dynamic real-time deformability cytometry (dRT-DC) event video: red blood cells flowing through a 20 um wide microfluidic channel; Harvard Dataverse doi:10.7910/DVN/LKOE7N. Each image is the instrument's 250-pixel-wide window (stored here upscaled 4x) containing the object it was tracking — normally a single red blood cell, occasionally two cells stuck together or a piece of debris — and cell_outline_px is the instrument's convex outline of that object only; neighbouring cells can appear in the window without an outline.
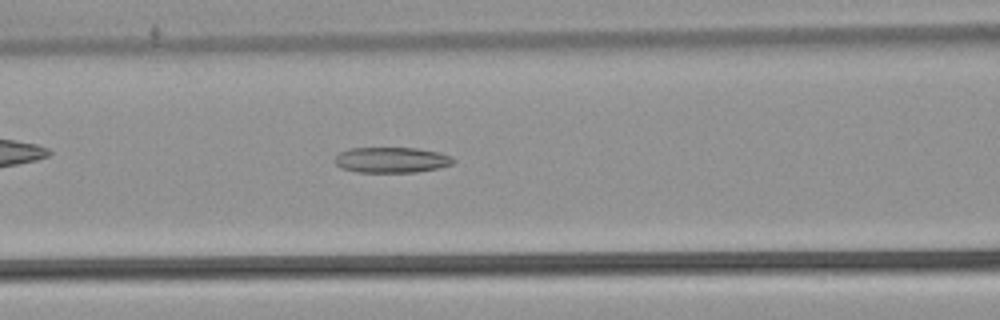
{"species": "common noctule bat (a hibernating species)", "species_latin": "Nyctalus noctula", "temperature_condition": "warm", "stored_images_in_passage": 52, "camera_frame_rate_fps": 3000, "um_per_image_px": 0.085, "animal": {"sex": "male", "body_mass_g": 21.5, "forearm_length_mm": 52.0}, "frame": {"image": 1, "passage_image": 22, "time_ms": 7.0, "image_size_px": [1000, 320], "cell_outline_px": [[456, 160], [452, 164], [436, 168], [416, 172], [356, 172], [340, 168], [336, 164], [336, 156], [340, 152], [348, 148], [416, 148], [440, 152], [452, 156]], "centroid_in_image_um": [33.29, 13.59], "position_along_channel_um": 133.3, "area_um2": 17.69}}
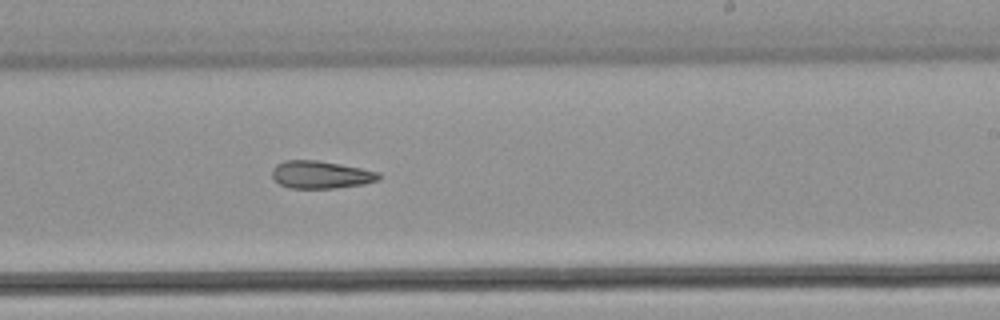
{"frame": {"image": 2, "passage_image": 32, "time_ms": 10.333, "image_size_px": [1000, 320], "cell_outline_px": [[380, 180], [364, 184], [336, 188], [292, 188], [280, 184], [272, 176], [272, 168], [276, 164], [284, 160], [316, 160], [340, 164], [380, 172]], "centroid_in_image_um": [27.28, 14.84], "position_along_channel_um": 261.7, "area_um2": 17.17}}
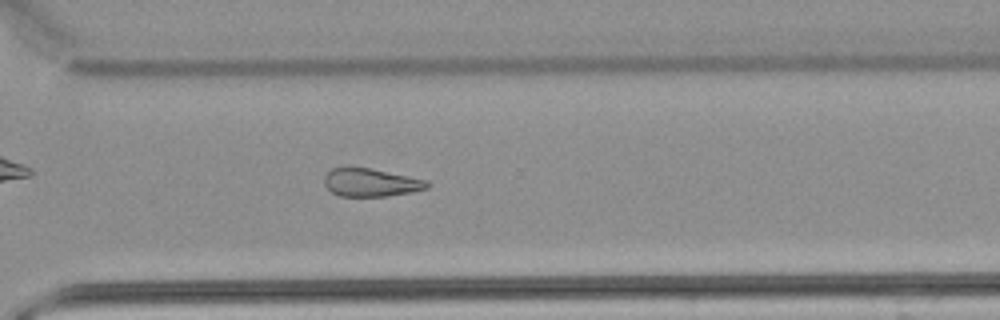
{"frame": {"image": 3, "passage_image": 38, "time_ms": 12.333, "image_size_px": [1000, 320], "cell_outline_px": [[432, 184], [428, 188], [412, 192], [388, 196], [340, 196], [332, 192], [324, 184], [324, 176], [332, 168], [344, 164], [348, 164], [372, 168], [408, 176], [424, 180]], "centroid_in_image_um": [31.47, 15.47], "position_along_channel_um": 339.1, "area_um2": 17.34}}